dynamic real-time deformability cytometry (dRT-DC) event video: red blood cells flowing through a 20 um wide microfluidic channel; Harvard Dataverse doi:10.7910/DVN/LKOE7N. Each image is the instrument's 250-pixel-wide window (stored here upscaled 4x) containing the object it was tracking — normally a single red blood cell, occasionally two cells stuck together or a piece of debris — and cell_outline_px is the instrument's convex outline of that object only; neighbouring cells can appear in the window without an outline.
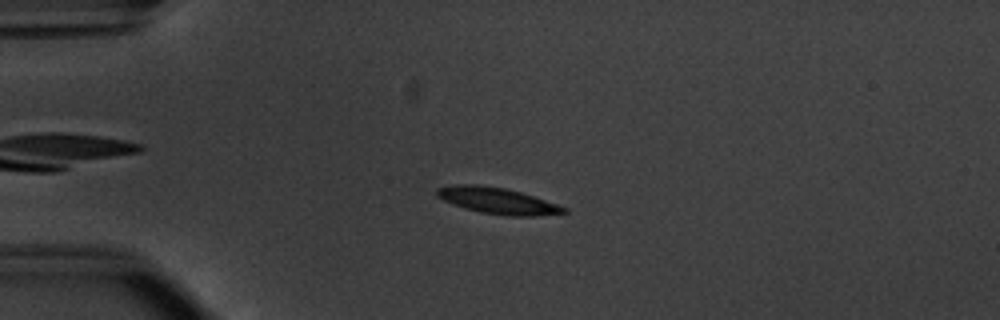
{"species": "common noctule bat (a hibernating species)", "species_latin": "Nyctalus noctula", "temperature_condition": "warm", "stored_images_in_passage": 53, "camera_frame_rate_fps": 3000, "um_per_image_px": 0.085, "animal": {"sex": "male", "body_mass_g": 20.1, "forearm_length_mm": 53.5}, "frame": {"image": 1, "passage_image": 13, "time_ms": 4.0, "image_size_px": [1000, 320], "cell_outline_px": [[568, 212], [536, 216], [508, 216], [480, 212], [464, 208], [452, 204], [436, 196], [436, 188], [456, 184], [476, 184], [504, 188], [520, 192], [568, 208]], "centroid_in_image_um": [42.25, 17.06], "position_along_channel_um": 42.7, "area_um2": 19.31}}
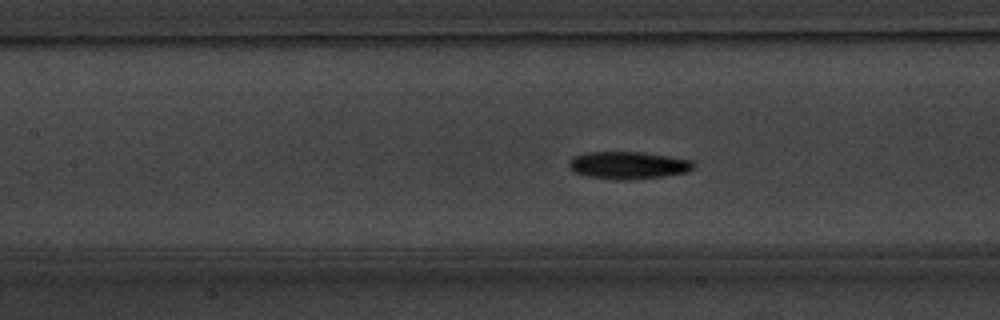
{"frame": {"image": 2, "passage_image": 24, "time_ms": 7.667, "image_size_px": [1000, 320], "cell_outline_px": [[696, 164], [688, 172], [664, 176], [624, 180], [620, 180], [588, 176], [572, 172], [568, 168], [568, 160], [572, 156], [588, 152], [640, 152], [668, 156], [692, 160]], "centroid_in_image_um": [53.35, 14.04], "position_along_channel_um": 154.0, "area_um2": 20.0}}
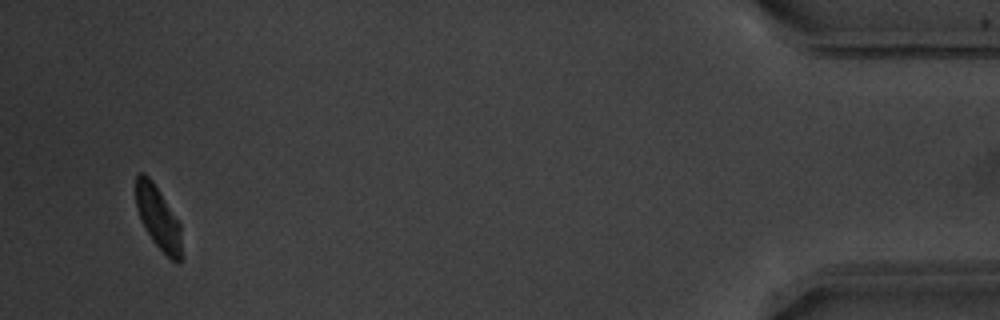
{"frame": {"image": 3, "passage_image": 51, "time_ms": 16.667, "image_size_px": [1000, 320], "cell_outline_px": [[180, 260], [176, 264], [152, 240], [136, 208], [136, 176], [140, 172], [144, 172], [152, 180], [160, 192], [180, 224]], "centroid_in_image_um": [13.42, 18.46], "position_along_channel_um": 421.8, "area_um2": 16.18}, "authors_computed_cell_mechanics": {"area_um2": 18.7272, "velocity_mm_per_s": 3.7949, "shape_relaxation_time_tau1_ms": 2.3706, "shape_relaxation_time_tau2_ms": null, "deformation_change_tau1": 0.109, "deformation_change_tau2": null}}